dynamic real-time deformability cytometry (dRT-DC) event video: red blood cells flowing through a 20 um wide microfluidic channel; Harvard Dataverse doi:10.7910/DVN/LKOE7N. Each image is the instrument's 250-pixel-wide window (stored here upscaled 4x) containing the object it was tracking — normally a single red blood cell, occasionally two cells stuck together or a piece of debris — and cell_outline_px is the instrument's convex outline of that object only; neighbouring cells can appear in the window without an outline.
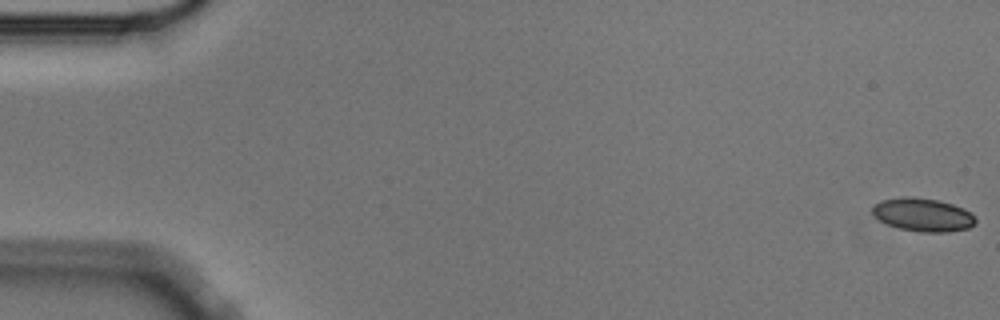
{"species": "Egyptian fruit bat (a non-hibernating species)", "species_latin": "Rousettus aegyptiacus", "temperature_condition": "cold", "stored_images_in_passage": 56, "camera_frame_rate_fps": 3000, "um_per_image_px": 0.085, "animal": {"sex": "male"}, "frame": {"image": 1, "passage_image": 1, "time_ms": 0.0, "image_size_px": [1000, 320], "cell_outline_px": [[976, 224], [968, 228], [948, 232], [920, 232], [900, 228], [888, 224], [880, 220], [872, 212], [872, 208], [880, 200], [904, 196], [912, 196], [940, 200], [964, 208], [976, 220]], "centroid_in_image_um": [78.45, 18.24], "position_along_channel_um": 6.5, "area_um2": 19.94}}
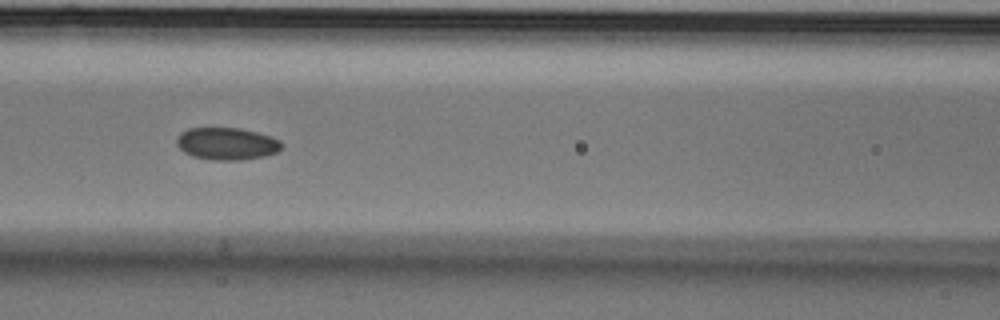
{"frame": {"image": 2, "passage_image": 25, "time_ms": 8.0, "image_size_px": [1000, 320], "cell_outline_px": [[284, 144], [276, 152], [264, 156], [240, 160], [212, 160], [192, 156], [184, 152], [176, 144], [176, 136], [180, 132], [188, 128], [240, 128], [256, 132], [280, 140]], "centroid_in_image_um": [19.24, 12.21], "position_along_channel_um": 147.4, "area_um2": 19.77}}
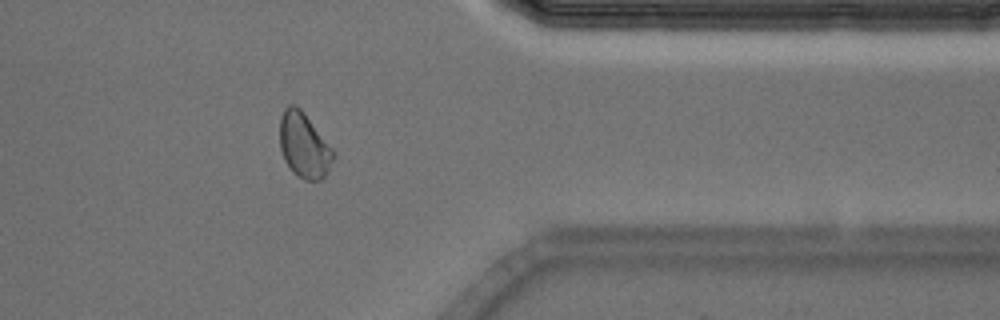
{"frame": {"image": 3, "passage_image": 46, "time_ms": 15.0, "image_size_px": [1000, 320], "cell_outline_px": [[332, 160], [324, 176], [320, 180], [304, 180], [296, 176], [292, 172], [284, 160], [280, 148], [280, 116], [284, 108], [288, 104], [296, 104], [304, 112], [332, 148]], "centroid_in_image_um": [25.79, 12.33], "position_along_channel_um": 385.6, "area_um2": 20.17}, "authors_computed_cell_mechanics": {"area_um2": 19.941, "velocity_mm_per_s": 3.5842, "shape_relaxation_time_tau1_ms": null, "shape_relaxation_time_tau2_ms": 3.6391, "deformation_change_tau1": null, "deformation_change_tau2": 0.0651}}